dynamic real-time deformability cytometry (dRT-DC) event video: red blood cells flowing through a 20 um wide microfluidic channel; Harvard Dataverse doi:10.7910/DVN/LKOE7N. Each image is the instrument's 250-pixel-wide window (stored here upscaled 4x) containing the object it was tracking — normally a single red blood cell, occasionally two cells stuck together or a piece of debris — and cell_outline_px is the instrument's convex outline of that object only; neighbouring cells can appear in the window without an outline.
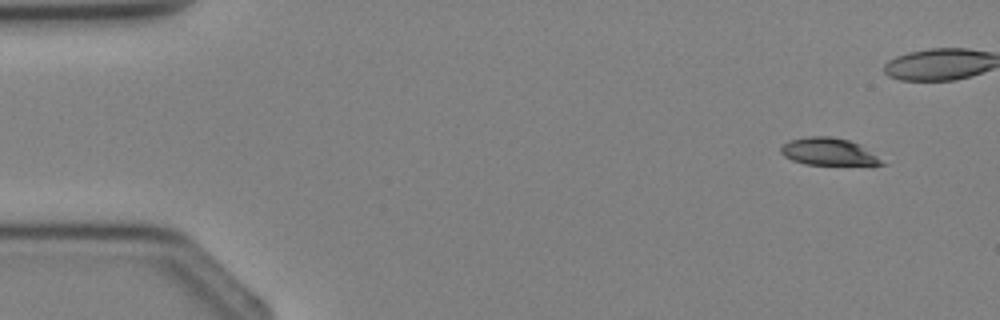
{"species": "Egyptian fruit bat (a non-hibernating species)", "species_latin": "Rousettus aegyptiacus", "temperature_condition": "cold", "stored_images_in_passage": 4, "camera_frame_rate_fps": 3000, "um_per_image_px": 0.085, "animal": {"sex": "female"}, "frame": {"image": 1, "passage_image": 1, "time_ms": 0.0, "image_size_px": [1000, 320], "cell_outline_px": [[888, 164], [872, 168], [804, 164], [792, 160], [784, 156], [780, 152], [780, 148], [788, 140], [808, 136], [832, 136], [848, 140], [860, 144]], "centroid_in_image_um": [70.54, 12.96], "position_along_channel_um": 14.5, "area_um2": 17.11}}
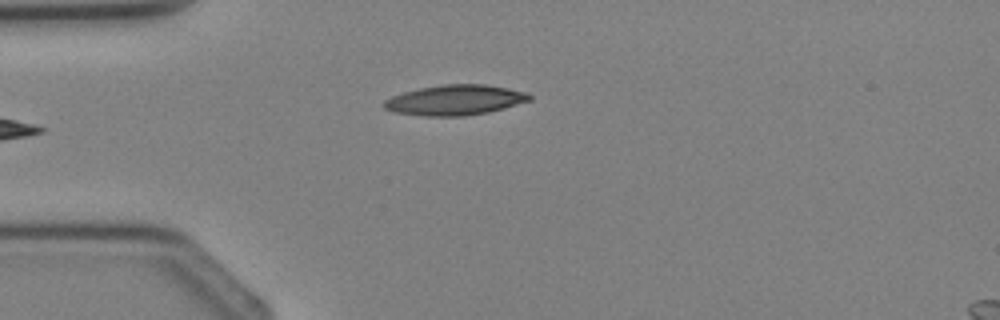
{"frame": {"image": 2, "passage_image": 4, "time_ms": 3.333, "image_size_px": [1000, 320], "cell_outline_px": [[532, 100], [504, 108], [488, 112], [464, 116], [424, 116], [392, 112], [384, 108], [380, 104], [384, 100], [392, 96], [404, 92], [420, 88], [444, 84], [484, 84], [508, 88], [528, 92], [532, 96]], "centroid_in_image_um": [38.67, 8.51], "position_along_channel_um": 46.3, "area_um2": 25.84}}